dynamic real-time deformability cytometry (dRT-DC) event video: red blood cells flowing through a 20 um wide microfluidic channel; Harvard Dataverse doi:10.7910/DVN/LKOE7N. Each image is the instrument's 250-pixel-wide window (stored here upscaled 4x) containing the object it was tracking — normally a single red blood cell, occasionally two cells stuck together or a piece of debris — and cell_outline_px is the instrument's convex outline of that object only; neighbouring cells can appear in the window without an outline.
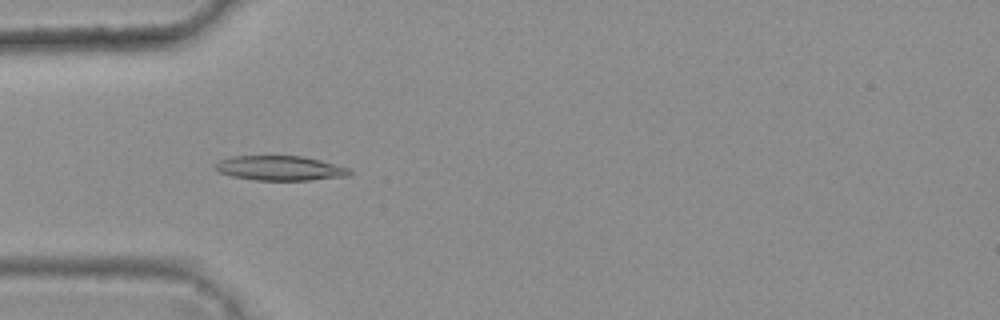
{"species": "common noctule bat (a hibernating species)", "species_latin": "Nyctalus noctula", "temperature_condition": "warm", "stored_images_in_passage": 5, "camera_frame_rate_fps": 3000, "um_per_image_px": 0.085, "animal": {"sex": "female", "body_mass_g": 25.1}, "frame": {"image": 1, "passage_image": 4, "time_ms": 1.0, "image_size_px": [1000, 320], "cell_outline_px": [[352, 172], [348, 176], [312, 180], [256, 180], [232, 176], [216, 172], [212, 168], [212, 164], [220, 160], [232, 156], [304, 156], [320, 160], [348, 168]], "centroid_in_image_um": [23.73, 14.29], "position_along_channel_um": 61.3, "area_um2": 19.48}}
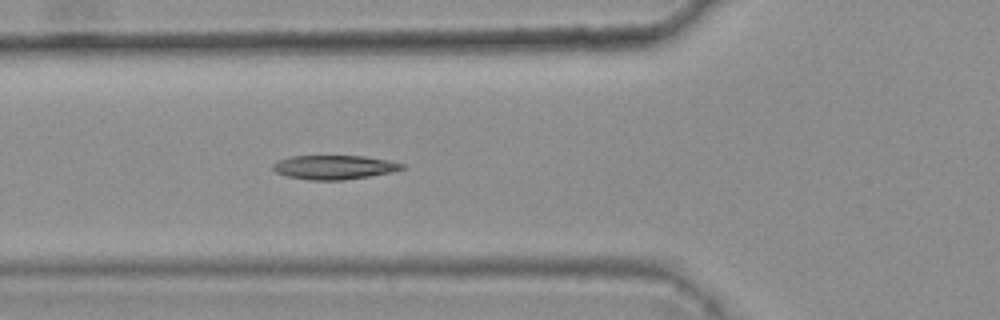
{"frame": {"image": 2, "passage_image": 5, "time_ms": 1.333, "image_size_px": [1000, 320], "cell_outline_px": [[404, 168], [392, 172], [344, 180], [308, 180], [288, 176], [276, 172], [272, 168], [272, 164], [280, 160], [292, 156], [364, 156], [388, 160], [404, 164]], "centroid_in_image_um": [28.4, 14.21], "position_along_channel_um": 97.4, "area_um2": 17.98}}